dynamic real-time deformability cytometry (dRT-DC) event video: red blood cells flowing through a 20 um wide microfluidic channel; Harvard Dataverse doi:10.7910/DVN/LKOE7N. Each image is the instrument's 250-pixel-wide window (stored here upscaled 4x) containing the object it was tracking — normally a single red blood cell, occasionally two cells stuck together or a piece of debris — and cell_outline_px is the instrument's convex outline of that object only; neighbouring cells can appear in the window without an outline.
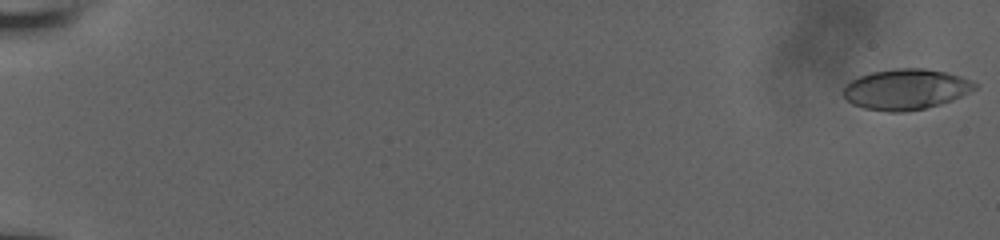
{"species": "human", "species_latin": "Homo sapiens", "temperature_condition": "room temperature", "stored_images_in_passage": 56, "camera_frame_rate_fps": 3000, "um_per_image_px": 0.085, "donor": {"sex": "male"}, "frame": {"image": 1, "passage_image": 1, "time_ms": 0.0, "image_size_px": [1000, 240], "cell_outline_px": [[980, 84], [976, 88], [952, 100], [924, 108], [904, 112], [888, 112], [864, 108], [852, 104], [844, 96], [844, 88], [852, 80], [860, 76], [872, 72], [896, 68], [924, 68], [944, 72], [960, 76], [972, 80]], "centroid_in_image_um": [77.01, 7.59], "position_along_channel_um": 8.0, "area_um2": 30.87}}
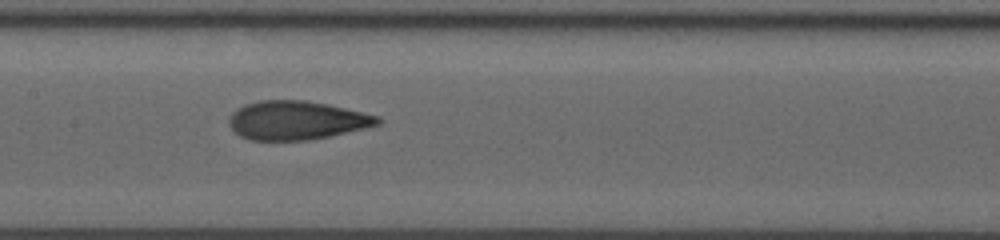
{"frame": {"image": 2, "passage_image": 31, "time_ms": 10.0, "image_size_px": [1000, 240], "cell_outline_px": [[380, 124], [364, 128], [328, 136], [308, 140], [248, 140], [240, 136], [228, 124], [228, 120], [232, 112], [236, 108], [244, 104], [260, 100], [308, 100], [328, 104], [380, 116]], "centroid_in_image_um": [25.17, 10.21], "position_along_channel_um": 182.2, "area_um2": 33.58}}
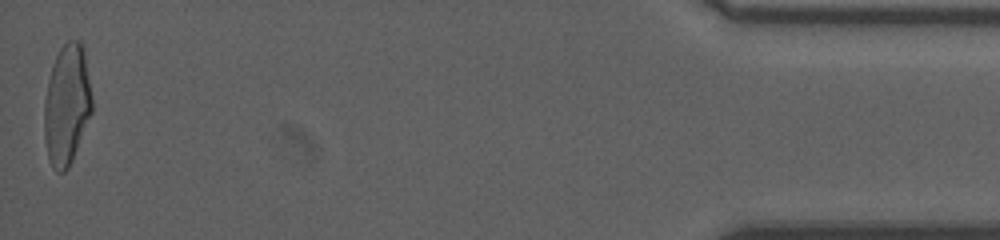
{"frame": {"image": 3, "passage_image": 56, "time_ms": 18.333, "image_size_px": [1000, 240], "cell_outline_px": [[92, 112], [72, 160], [68, 168], [64, 172], [56, 172], [52, 168], [48, 160], [44, 136], [44, 100], [48, 80], [52, 64], [60, 48], [68, 40], [80, 40], [84, 48], [92, 96]], "centroid_in_image_um": [5.67, 8.9], "position_along_channel_um": 429.5, "area_um2": 33.81}, "authors_computed_cell_mechanics": {"area_um2": 32.7148, "velocity_mm_per_s": 3.9523, "shape_relaxation_time_tau1_ms": 5.1764, "shape_relaxation_time_tau2_ms": 1.0894, "deformation_change_tau1": 0.2134, "deformation_change_tau2": 0.0891}}